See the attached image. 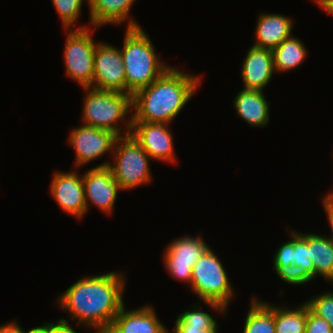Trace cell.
<instances>
[{
  "mask_svg": "<svg viewBox=\"0 0 333 333\" xmlns=\"http://www.w3.org/2000/svg\"><path fill=\"white\" fill-rule=\"evenodd\" d=\"M83 187L87 211L93 204L92 206L110 216L118 193L122 191L110 168L106 166L87 169L83 174Z\"/></svg>",
  "mask_w": 333,
  "mask_h": 333,
  "instance_id": "7c38bea8",
  "label": "cell"
},
{
  "mask_svg": "<svg viewBox=\"0 0 333 333\" xmlns=\"http://www.w3.org/2000/svg\"><path fill=\"white\" fill-rule=\"evenodd\" d=\"M293 19L280 13L261 12L258 15L253 46L273 50L285 39L291 37Z\"/></svg>",
  "mask_w": 333,
  "mask_h": 333,
  "instance_id": "e0dca14e",
  "label": "cell"
},
{
  "mask_svg": "<svg viewBox=\"0 0 333 333\" xmlns=\"http://www.w3.org/2000/svg\"><path fill=\"white\" fill-rule=\"evenodd\" d=\"M75 171H56L50 183L51 197L62 211L81 219L86 213V200L83 187V175Z\"/></svg>",
  "mask_w": 333,
  "mask_h": 333,
  "instance_id": "4fadbf2b",
  "label": "cell"
},
{
  "mask_svg": "<svg viewBox=\"0 0 333 333\" xmlns=\"http://www.w3.org/2000/svg\"><path fill=\"white\" fill-rule=\"evenodd\" d=\"M68 135V144L75 151L74 169L84 167L107 153L112 155L119 137L112 131L85 124L73 128Z\"/></svg>",
  "mask_w": 333,
  "mask_h": 333,
  "instance_id": "9c48e42d",
  "label": "cell"
},
{
  "mask_svg": "<svg viewBox=\"0 0 333 333\" xmlns=\"http://www.w3.org/2000/svg\"><path fill=\"white\" fill-rule=\"evenodd\" d=\"M96 27L66 29L67 38L63 50L66 75L76 81L81 88H92L94 60L97 41L92 35ZM93 33V34H92Z\"/></svg>",
  "mask_w": 333,
  "mask_h": 333,
  "instance_id": "52a82bcc",
  "label": "cell"
},
{
  "mask_svg": "<svg viewBox=\"0 0 333 333\" xmlns=\"http://www.w3.org/2000/svg\"><path fill=\"white\" fill-rule=\"evenodd\" d=\"M120 49L126 78V94L147 87L169 67L156 54L153 42L142 27L126 28Z\"/></svg>",
  "mask_w": 333,
  "mask_h": 333,
  "instance_id": "3957f363",
  "label": "cell"
},
{
  "mask_svg": "<svg viewBox=\"0 0 333 333\" xmlns=\"http://www.w3.org/2000/svg\"><path fill=\"white\" fill-rule=\"evenodd\" d=\"M82 89L85 91L81 113L83 124L112 131L118 136L130 134L132 116H128L132 113L131 94L91 87Z\"/></svg>",
  "mask_w": 333,
  "mask_h": 333,
  "instance_id": "277c9868",
  "label": "cell"
},
{
  "mask_svg": "<svg viewBox=\"0 0 333 333\" xmlns=\"http://www.w3.org/2000/svg\"><path fill=\"white\" fill-rule=\"evenodd\" d=\"M303 41L293 35L272 50L275 73H283L300 67L307 58Z\"/></svg>",
  "mask_w": 333,
  "mask_h": 333,
  "instance_id": "ffe728a7",
  "label": "cell"
},
{
  "mask_svg": "<svg viewBox=\"0 0 333 333\" xmlns=\"http://www.w3.org/2000/svg\"><path fill=\"white\" fill-rule=\"evenodd\" d=\"M273 265H290L291 260V239L280 245L274 252Z\"/></svg>",
  "mask_w": 333,
  "mask_h": 333,
  "instance_id": "f1b7e54d",
  "label": "cell"
},
{
  "mask_svg": "<svg viewBox=\"0 0 333 333\" xmlns=\"http://www.w3.org/2000/svg\"><path fill=\"white\" fill-rule=\"evenodd\" d=\"M170 125L132 121L130 134L142 146L150 159L175 164L174 137Z\"/></svg>",
  "mask_w": 333,
  "mask_h": 333,
  "instance_id": "8fae6325",
  "label": "cell"
},
{
  "mask_svg": "<svg viewBox=\"0 0 333 333\" xmlns=\"http://www.w3.org/2000/svg\"><path fill=\"white\" fill-rule=\"evenodd\" d=\"M292 308L274 304L276 333H305L307 305L301 303Z\"/></svg>",
  "mask_w": 333,
  "mask_h": 333,
  "instance_id": "7402d4cb",
  "label": "cell"
},
{
  "mask_svg": "<svg viewBox=\"0 0 333 333\" xmlns=\"http://www.w3.org/2000/svg\"><path fill=\"white\" fill-rule=\"evenodd\" d=\"M125 275L122 271H110L80 278L57 297V305L77 325L106 333L125 305Z\"/></svg>",
  "mask_w": 333,
  "mask_h": 333,
  "instance_id": "6da1fadb",
  "label": "cell"
},
{
  "mask_svg": "<svg viewBox=\"0 0 333 333\" xmlns=\"http://www.w3.org/2000/svg\"><path fill=\"white\" fill-rule=\"evenodd\" d=\"M233 99L238 117L248 125L263 128L270 121L269 102L264 91L241 89Z\"/></svg>",
  "mask_w": 333,
  "mask_h": 333,
  "instance_id": "ac0fdd59",
  "label": "cell"
},
{
  "mask_svg": "<svg viewBox=\"0 0 333 333\" xmlns=\"http://www.w3.org/2000/svg\"><path fill=\"white\" fill-rule=\"evenodd\" d=\"M92 88L126 93V78L120 49L98 42L95 50Z\"/></svg>",
  "mask_w": 333,
  "mask_h": 333,
  "instance_id": "30bf717a",
  "label": "cell"
},
{
  "mask_svg": "<svg viewBox=\"0 0 333 333\" xmlns=\"http://www.w3.org/2000/svg\"><path fill=\"white\" fill-rule=\"evenodd\" d=\"M323 11L333 15V0H313Z\"/></svg>",
  "mask_w": 333,
  "mask_h": 333,
  "instance_id": "836d02e7",
  "label": "cell"
},
{
  "mask_svg": "<svg viewBox=\"0 0 333 333\" xmlns=\"http://www.w3.org/2000/svg\"><path fill=\"white\" fill-rule=\"evenodd\" d=\"M0 333H22V327L17 323L16 319L14 321H9L5 324H0Z\"/></svg>",
  "mask_w": 333,
  "mask_h": 333,
  "instance_id": "1f68e13d",
  "label": "cell"
},
{
  "mask_svg": "<svg viewBox=\"0 0 333 333\" xmlns=\"http://www.w3.org/2000/svg\"><path fill=\"white\" fill-rule=\"evenodd\" d=\"M106 333H169L152 304L127 310L125 305L114 318Z\"/></svg>",
  "mask_w": 333,
  "mask_h": 333,
  "instance_id": "5bb4252c",
  "label": "cell"
},
{
  "mask_svg": "<svg viewBox=\"0 0 333 333\" xmlns=\"http://www.w3.org/2000/svg\"><path fill=\"white\" fill-rule=\"evenodd\" d=\"M328 193L333 197V188Z\"/></svg>",
  "mask_w": 333,
  "mask_h": 333,
  "instance_id": "d590c367",
  "label": "cell"
},
{
  "mask_svg": "<svg viewBox=\"0 0 333 333\" xmlns=\"http://www.w3.org/2000/svg\"><path fill=\"white\" fill-rule=\"evenodd\" d=\"M54 9L58 13V17L61 20L62 27L66 29H83L87 28L90 25H81L75 27L77 22L80 19L82 6L84 3L88 4V0H51Z\"/></svg>",
  "mask_w": 333,
  "mask_h": 333,
  "instance_id": "d4e9b609",
  "label": "cell"
},
{
  "mask_svg": "<svg viewBox=\"0 0 333 333\" xmlns=\"http://www.w3.org/2000/svg\"><path fill=\"white\" fill-rule=\"evenodd\" d=\"M202 75H194L169 67L147 87L132 95V121L170 124L185 108L197 88Z\"/></svg>",
  "mask_w": 333,
  "mask_h": 333,
  "instance_id": "7a4b0ae2",
  "label": "cell"
},
{
  "mask_svg": "<svg viewBox=\"0 0 333 333\" xmlns=\"http://www.w3.org/2000/svg\"><path fill=\"white\" fill-rule=\"evenodd\" d=\"M305 333H333L331 325L323 318L313 314L307 306V322Z\"/></svg>",
  "mask_w": 333,
  "mask_h": 333,
  "instance_id": "83f0119b",
  "label": "cell"
},
{
  "mask_svg": "<svg viewBox=\"0 0 333 333\" xmlns=\"http://www.w3.org/2000/svg\"><path fill=\"white\" fill-rule=\"evenodd\" d=\"M200 301L193 304L190 310H185L183 313L177 315L174 322V327H195L204 330H219L216 318L209 314V312L201 310Z\"/></svg>",
  "mask_w": 333,
  "mask_h": 333,
  "instance_id": "cb8c5ba5",
  "label": "cell"
},
{
  "mask_svg": "<svg viewBox=\"0 0 333 333\" xmlns=\"http://www.w3.org/2000/svg\"><path fill=\"white\" fill-rule=\"evenodd\" d=\"M243 333H276L274 304L261 300L260 297H251Z\"/></svg>",
  "mask_w": 333,
  "mask_h": 333,
  "instance_id": "44dd1931",
  "label": "cell"
},
{
  "mask_svg": "<svg viewBox=\"0 0 333 333\" xmlns=\"http://www.w3.org/2000/svg\"><path fill=\"white\" fill-rule=\"evenodd\" d=\"M304 303L316 316L325 319L333 330V291H325L309 298Z\"/></svg>",
  "mask_w": 333,
  "mask_h": 333,
  "instance_id": "484cf974",
  "label": "cell"
},
{
  "mask_svg": "<svg viewBox=\"0 0 333 333\" xmlns=\"http://www.w3.org/2000/svg\"><path fill=\"white\" fill-rule=\"evenodd\" d=\"M241 67L243 89L265 91L275 74L272 50L252 45Z\"/></svg>",
  "mask_w": 333,
  "mask_h": 333,
  "instance_id": "9a60e30c",
  "label": "cell"
},
{
  "mask_svg": "<svg viewBox=\"0 0 333 333\" xmlns=\"http://www.w3.org/2000/svg\"><path fill=\"white\" fill-rule=\"evenodd\" d=\"M163 264L174 279L187 283L192 281V269L197 260L210 248L203 236L185 235L176 237L165 246Z\"/></svg>",
  "mask_w": 333,
  "mask_h": 333,
  "instance_id": "ba28073f",
  "label": "cell"
},
{
  "mask_svg": "<svg viewBox=\"0 0 333 333\" xmlns=\"http://www.w3.org/2000/svg\"><path fill=\"white\" fill-rule=\"evenodd\" d=\"M136 0H88L89 25L99 28L105 24L114 26L128 22L126 28L141 27L135 18H130V10Z\"/></svg>",
  "mask_w": 333,
  "mask_h": 333,
  "instance_id": "2e32d148",
  "label": "cell"
},
{
  "mask_svg": "<svg viewBox=\"0 0 333 333\" xmlns=\"http://www.w3.org/2000/svg\"><path fill=\"white\" fill-rule=\"evenodd\" d=\"M309 257L314 264V280L317 276L333 285V242L326 236L309 233Z\"/></svg>",
  "mask_w": 333,
  "mask_h": 333,
  "instance_id": "d6986e66",
  "label": "cell"
},
{
  "mask_svg": "<svg viewBox=\"0 0 333 333\" xmlns=\"http://www.w3.org/2000/svg\"><path fill=\"white\" fill-rule=\"evenodd\" d=\"M112 157L113 163L107 160L95 167L108 166L122 191L151 183V159L131 134L118 137Z\"/></svg>",
  "mask_w": 333,
  "mask_h": 333,
  "instance_id": "8992f818",
  "label": "cell"
},
{
  "mask_svg": "<svg viewBox=\"0 0 333 333\" xmlns=\"http://www.w3.org/2000/svg\"><path fill=\"white\" fill-rule=\"evenodd\" d=\"M22 333H46V322L43 325L36 326L29 329L28 331H24L22 328Z\"/></svg>",
  "mask_w": 333,
  "mask_h": 333,
  "instance_id": "e575fe53",
  "label": "cell"
},
{
  "mask_svg": "<svg viewBox=\"0 0 333 333\" xmlns=\"http://www.w3.org/2000/svg\"><path fill=\"white\" fill-rule=\"evenodd\" d=\"M321 199L323 210L326 213L327 223L331 228V235H328L327 237L333 242V197L329 193H326Z\"/></svg>",
  "mask_w": 333,
  "mask_h": 333,
  "instance_id": "4dcf8cb0",
  "label": "cell"
},
{
  "mask_svg": "<svg viewBox=\"0 0 333 333\" xmlns=\"http://www.w3.org/2000/svg\"><path fill=\"white\" fill-rule=\"evenodd\" d=\"M223 263L209 248L194 264L189 287L193 294L212 311L225 317L234 298V288Z\"/></svg>",
  "mask_w": 333,
  "mask_h": 333,
  "instance_id": "5b68a950",
  "label": "cell"
},
{
  "mask_svg": "<svg viewBox=\"0 0 333 333\" xmlns=\"http://www.w3.org/2000/svg\"><path fill=\"white\" fill-rule=\"evenodd\" d=\"M275 274L285 283L292 285H305L314 281V278L299 265H273Z\"/></svg>",
  "mask_w": 333,
  "mask_h": 333,
  "instance_id": "4316f807",
  "label": "cell"
},
{
  "mask_svg": "<svg viewBox=\"0 0 333 333\" xmlns=\"http://www.w3.org/2000/svg\"><path fill=\"white\" fill-rule=\"evenodd\" d=\"M218 330H204L195 327H174L173 331L169 333H218Z\"/></svg>",
  "mask_w": 333,
  "mask_h": 333,
  "instance_id": "d6a6232c",
  "label": "cell"
},
{
  "mask_svg": "<svg viewBox=\"0 0 333 333\" xmlns=\"http://www.w3.org/2000/svg\"><path fill=\"white\" fill-rule=\"evenodd\" d=\"M288 234L291 238V260L290 265H299L314 278V264L309 257V233L295 231L289 228Z\"/></svg>",
  "mask_w": 333,
  "mask_h": 333,
  "instance_id": "603a6c76",
  "label": "cell"
},
{
  "mask_svg": "<svg viewBox=\"0 0 333 333\" xmlns=\"http://www.w3.org/2000/svg\"><path fill=\"white\" fill-rule=\"evenodd\" d=\"M56 322H46V333H77L67 319L59 318Z\"/></svg>",
  "mask_w": 333,
  "mask_h": 333,
  "instance_id": "f546056e",
  "label": "cell"
}]
</instances>
